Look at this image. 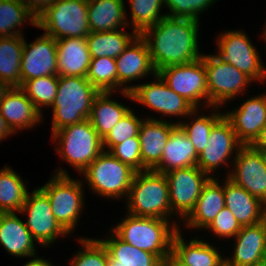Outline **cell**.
I'll use <instances>...</instances> for the list:
<instances>
[{
    "label": "cell",
    "mask_w": 266,
    "mask_h": 266,
    "mask_svg": "<svg viewBox=\"0 0 266 266\" xmlns=\"http://www.w3.org/2000/svg\"><path fill=\"white\" fill-rule=\"evenodd\" d=\"M37 20L57 0H20Z\"/></svg>",
    "instance_id": "45"
},
{
    "label": "cell",
    "mask_w": 266,
    "mask_h": 266,
    "mask_svg": "<svg viewBox=\"0 0 266 266\" xmlns=\"http://www.w3.org/2000/svg\"><path fill=\"white\" fill-rule=\"evenodd\" d=\"M199 21L164 16L140 36L146 41L151 62L161 69L195 61L202 57L198 48Z\"/></svg>",
    "instance_id": "1"
},
{
    "label": "cell",
    "mask_w": 266,
    "mask_h": 266,
    "mask_svg": "<svg viewBox=\"0 0 266 266\" xmlns=\"http://www.w3.org/2000/svg\"><path fill=\"white\" fill-rule=\"evenodd\" d=\"M109 152L136 172L148 170L142 164L139 137H132L120 144L114 145Z\"/></svg>",
    "instance_id": "42"
},
{
    "label": "cell",
    "mask_w": 266,
    "mask_h": 266,
    "mask_svg": "<svg viewBox=\"0 0 266 266\" xmlns=\"http://www.w3.org/2000/svg\"><path fill=\"white\" fill-rule=\"evenodd\" d=\"M212 230L219 237H235L242 226L234 217L233 213L225 206L215 217V219L206 227Z\"/></svg>",
    "instance_id": "44"
},
{
    "label": "cell",
    "mask_w": 266,
    "mask_h": 266,
    "mask_svg": "<svg viewBox=\"0 0 266 266\" xmlns=\"http://www.w3.org/2000/svg\"><path fill=\"white\" fill-rule=\"evenodd\" d=\"M55 174L39 188L48 196L55 219L69 234L76 226L84 205L83 184L79 180L71 179L62 169Z\"/></svg>",
    "instance_id": "8"
},
{
    "label": "cell",
    "mask_w": 266,
    "mask_h": 266,
    "mask_svg": "<svg viewBox=\"0 0 266 266\" xmlns=\"http://www.w3.org/2000/svg\"><path fill=\"white\" fill-rule=\"evenodd\" d=\"M99 91L86 77L59 76L53 108L52 134L68 125L89 119Z\"/></svg>",
    "instance_id": "3"
},
{
    "label": "cell",
    "mask_w": 266,
    "mask_h": 266,
    "mask_svg": "<svg viewBox=\"0 0 266 266\" xmlns=\"http://www.w3.org/2000/svg\"><path fill=\"white\" fill-rule=\"evenodd\" d=\"M228 178L266 204V153L242 146L235 154Z\"/></svg>",
    "instance_id": "15"
},
{
    "label": "cell",
    "mask_w": 266,
    "mask_h": 266,
    "mask_svg": "<svg viewBox=\"0 0 266 266\" xmlns=\"http://www.w3.org/2000/svg\"><path fill=\"white\" fill-rule=\"evenodd\" d=\"M158 74L171 90L196 109L202 99H206L208 105L206 69L202 57L189 63L165 67Z\"/></svg>",
    "instance_id": "11"
},
{
    "label": "cell",
    "mask_w": 266,
    "mask_h": 266,
    "mask_svg": "<svg viewBox=\"0 0 266 266\" xmlns=\"http://www.w3.org/2000/svg\"><path fill=\"white\" fill-rule=\"evenodd\" d=\"M264 40L266 41V28H265V31H264Z\"/></svg>",
    "instance_id": "53"
},
{
    "label": "cell",
    "mask_w": 266,
    "mask_h": 266,
    "mask_svg": "<svg viewBox=\"0 0 266 266\" xmlns=\"http://www.w3.org/2000/svg\"><path fill=\"white\" fill-rule=\"evenodd\" d=\"M235 238L233 256L225 259V266H255L266 261V219L256 225L242 226Z\"/></svg>",
    "instance_id": "19"
},
{
    "label": "cell",
    "mask_w": 266,
    "mask_h": 266,
    "mask_svg": "<svg viewBox=\"0 0 266 266\" xmlns=\"http://www.w3.org/2000/svg\"><path fill=\"white\" fill-rule=\"evenodd\" d=\"M133 31L139 35L148 27L156 25L166 14L160 16L165 0H129Z\"/></svg>",
    "instance_id": "38"
},
{
    "label": "cell",
    "mask_w": 266,
    "mask_h": 266,
    "mask_svg": "<svg viewBox=\"0 0 266 266\" xmlns=\"http://www.w3.org/2000/svg\"><path fill=\"white\" fill-rule=\"evenodd\" d=\"M111 92H99L93 100L89 121L103 139L110 130L130 111L123 104L111 100Z\"/></svg>",
    "instance_id": "31"
},
{
    "label": "cell",
    "mask_w": 266,
    "mask_h": 266,
    "mask_svg": "<svg viewBox=\"0 0 266 266\" xmlns=\"http://www.w3.org/2000/svg\"><path fill=\"white\" fill-rule=\"evenodd\" d=\"M117 66V88L135 79L144 78L149 73L156 74L151 62L149 48L146 41L138 35L129 46L115 59Z\"/></svg>",
    "instance_id": "20"
},
{
    "label": "cell",
    "mask_w": 266,
    "mask_h": 266,
    "mask_svg": "<svg viewBox=\"0 0 266 266\" xmlns=\"http://www.w3.org/2000/svg\"><path fill=\"white\" fill-rule=\"evenodd\" d=\"M176 223L171 228L168 220L129 214L111 230L124 242L155 254L163 261L171 256L172 240L179 230Z\"/></svg>",
    "instance_id": "2"
},
{
    "label": "cell",
    "mask_w": 266,
    "mask_h": 266,
    "mask_svg": "<svg viewBox=\"0 0 266 266\" xmlns=\"http://www.w3.org/2000/svg\"><path fill=\"white\" fill-rule=\"evenodd\" d=\"M21 85L28 80L58 75L56 39L46 34L24 48L21 59Z\"/></svg>",
    "instance_id": "17"
},
{
    "label": "cell",
    "mask_w": 266,
    "mask_h": 266,
    "mask_svg": "<svg viewBox=\"0 0 266 266\" xmlns=\"http://www.w3.org/2000/svg\"><path fill=\"white\" fill-rule=\"evenodd\" d=\"M58 75L34 78L25 81L20 88L26 96L34 103V106L42 113L43 106L51 107L53 104L58 87Z\"/></svg>",
    "instance_id": "36"
},
{
    "label": "cell",
    "mask_w": 266,
    "mask_h": 266,
    "mask_svg": "<svg viewBox=\"0 0 266 266\" xmlns=\"http://www.w3.org/2000/svg\"><path fill=\"white\" fill-rule=\"evenodd\" d=\"M79 240L83 249L71 260V266H108V250L100 239Z\"/></svg>",
    "instance_id": "40"
},
{
    "label": "cell",
    "mask_w": 266,
    "mask_h": 266,
    "mask_svg": "<svg viewBox=\"0 0 266 266\" xmlns=\"http://www.w3.org/2000/svg\"><path fill=\"white\" fill-rule=\"evenodd\" d=\"M78 1H81V2H84V3H90L91 1H93V0H78Z\"/></svg>",
    "instance_id": "51"
},
{
    "label": "cell",
    "mask_w": 266,
    "mask_h": 266,
    "mask_svg": "<svg viewBox=\"0 0 266 266\" xmlns=\"http://www.w3.org/2000/svg\"><path fill=\"white\" fill-rule=\"evenodd\" d=\"M126 197L130 215L168 220L172 214L164 173L150 169L136 172Z\"/></svg>",
    "instance_id": "4"
},
{
    "label": "cell",
    "mask_w": 266,
    "mask_h": 266,
    "mask_svg": "<svg viewBox=\"0 0 266 266\" xmlns=\"http://www.w3.org/2000/svg\"><path fill=\"white\" fill-rule=\"evenodd\" d=\"M58 76L86 77L92 57L86 38L56 40Z\"/></svg>",
    "instance_id": "24"
},
{
    "label": "cell",
    "mask_w": 266,
    "mask_h": 266,
    "mask_svg": "<svg viewBox=\"0 0 266 266\" xmlns=\"http://www.w3.org/2000/svg\"><path fill=\"white\" fill-rule=\"evenodd\" d=\"M255 266H266V261L261 263V264H259V265H255Z\"/></svg>",
    "instance_id": "52"
},
{
    "label": "cell",
    "mask_w": 266,
    "mask_h": 266,
    "mask_svg": "<svg viewBox=\"0 0 266 266\" xmlns=\"http://www.w3.org/2000/svg\"><path fill=\"white\" fill-rule=\"evenodd\" d=\"M225 206L241 226H252L266 219V204L236 185L228 177L223 185Z\"/></svg>",
    "instance_id": "21"
},
{
    "label": "cell",
    "mask_w": 266,
    "mask_h": 266,
    "mask_svg": "<svg viewBox=\"0 0 266 266\" xmlns=\"http://www.w3.org/2000/svg\"><path fill=\"white\" fill-rule=\"evenodd\" d=\"M11 87L3 80H0V101L4 97L5 93L10 89Z\"/></svg>",
    "instance_id": "49"
},
{
    "label": "cell",
    "mask_w": 266,
    "mask_h": 266,
    "mask_svg": "<svg viewBox=\"0 0 266 266\" xmlns=\"http://www.w3.org/2000/svg\"><path fill=\"white\" fill-rule=\"evenodd\" d=\"M26 19L36 26V19L20 0H0V37L22 35L15 28L23 25Z\"/></svg>",
    "instance_id": "35"
},
{
    "label": "cell",
    "mask_w": 266,
    "mask_h": 266,
    "mask_svg": "<svg viewBox=\"0 0 266 266\" xmlns=\"http://www.w3.org/2000/svg\"><path fill=\"white\" fill-rule=\"evenodd\" d=\"M216 0H165L170 14L167 16L199 21L198 15Z\"/></svg>",
    "instance_id": "43"
},
{
    "label": "cell",
    "mask_w": 266,
    "mask_h": 266,
    "mask_svg": "<svg viewBox=\"0 0 266 266\" xmlns=\"http://www.w3.org/2000/svg\"><path fill=\"white\" fill-rule=\"evenodd\" d=\"M13 133L0 112V141Z\"/></svg>",
    "instance_id": "47"
},
{
    "label": "cell",
    "mask_w": 266,
    "mask_h": 266,
    "mask_svg": "<svg viewBox=\"0 0 266 266\" xmlns=\"http://www.w3.org/2000/svg\"><path fill=\"white\" fill-rule=\"evenodd\" d=\"M160 266H182L180 265L177 261H175L171 256L164 259L162 262H161V265Z\"/></svg>",
    "instance_id": "50"
},
{
    "label": "cell",
    "mask_w": 266,
    "mask_h": 266,
    "mask_svg": "<svg viewBox=\"0 0 266 266\" xmlns=\"http://www.w3.org/2000/svg\"><path fill=\"white\" fill-rule=\"evenodd\" d=\"M225 207L223 186L210 178L203 186L195 208L185 219L188 227L206 228Z\"/></svg>",
    "instance_id": "28"
},
{
    "label": "cell",
    "mask_w": 266,
    "mask_h": 266,
    "mask_svg": "<svg viewBox=\"0 0 266 266\" xmlns=\"http://www.w3.org/2000/svg\"><path fill=\"white\" fill-rule=\"evenodd\" d=\"M243 145L238 141L231 123L223 116L211 129L207 145L198 155L197 167L209 174L223 163H227L233 150Z\"/></svg>",
    "instance_id": "16"
},
{
    "label": "cell",
    "mask_w": 266,
    "mask_h": 266,
    "mask_svg": "<svg viewBox=\"0 0 266 266\" xmlns=\"http://www.w3.org/2000/svg\"><path fill=\"white\" fill-rule=\"evenodd\" d=\"M23 35L0 37V80L10 87L21 86Z\"/></svg>",
    "instance_id": "32"
},
{
    "label": "cell",
    "mask_w": 266,
    "mask_h": 266,
    "mask_svg": "<svg viewBox=\"0 0 266 266\" xmlns=\"http://www.w3.org/2000/svg\"><path fill=\"white\" fill-rule=\"evenodd\" d=\"M0 112L10 129H29L40 122L42 113L20 87H11L0 101Z\"/></svg>",
    "instance_id": "22"
},
{
    "label": "cell",
    "mask_w": 266,
    "mask_h": 266,
    "mask_svg": "<svg viewBox=\"0 0 266 266\" xmlns=\"http://www.w3.org/2000/svg\"><path fill=\"white\" fill-rule=\"evenodd\" d=\"M221 35L218 39L219 51L216 56L248 75L253 80L252 82L254 80L264 81L266 69L247 35L236 30H230Z\"/></svg>",
    "instance_id": "12"
},
{
    "label": "cell",
    "mask_w": 266,
    "mask_h": 266,
    "mask_svg": "<svg viewBox=\"0 0 266 266\" xmlns=\"http://www.w3.org/2000/svg\"><path fill=\"white\" fill-rule=\"evenodd\" d=\"M52 135L59 142L56 151L61 158L81 173L104 151L102 138L89 119L65 126Z\"/></svg>",
    "instance_id": "5"
},
{
    "label": "cell",
    "mask_w": 266,
    "mask_h": 266,
    "mask_svg": "<svg viewBox=\"0 0 266 266\" xmlns=\"http://www.w3.org/2000/svg\"><path fill=\"white\" fill-rule=\"evenodd\" d=\"M124 6V0H93L88 3L90 32L121 30V27L130 25L125 21Z\"/></svg>",
    "instance_id": "29"
},
{
    "label": "cell",
    "mask_w": 266,
    "mask_h": 266,
    "mask_svg": "<svg viewBox=\"0 0 266 266\" xmlns=\"http://www.w3.org/2000/svg\"><path fill=\"white\" fill-rule=\"evenodd\" d=\"M28 191L17 173L10 167L0 170V213L20 212Z\"/></svg>",
    "instance_id": "34"
},
{
    "label": "cell",
    "mask_w": 266,
    "mask_h": 266,
    "mask_svg": "<svg viewBox=\"0 0 266 266\" xmlns=\"http://www.w3.org/2000/svg\"><path fill=\"white\" fill-rule=\"evenodd\" d=\"M224 117L231 123L238 141L243 146H250L266 125V95L247 99Z\"/></svg>",
    "instance_id": "18"
},
{
    "label": "cell",
    "mask_w": 266,
    "mask_h": 266,
    "mask_svg": "<svg viewBox=\"0 0 266 266\" xmlns=\"http://www.w3.org/2000/svg\"><path fill=\"white\" fill-rule=\"evenodd\" d=\"M139 34L123 32L122 30L90 32L86 37L88 50L92 59L110 57L116 59Z\"/></svg>",
    "instance_id": "33"
},
{
    "label": "cell",
    "mask_w": 266,
    "mask_h": 266,
    "mask_svg": "<svg viewBox=\"0 0 266 266\" xmlns=\"http://www.w3.org/2000/svg\"><path fill=\"white\" fill-rule=\"evenodd\" d=\"M250 146L255 150L266 153V125L261 129L258 137Z\"/></svg>",
    "instance_id": "46"
},
{
    "label": "cell",
    "mask_w": 266,
    "mask_h": 266,
    "mask_svg": "<svg viewBox=\"0 0 266 266\" xmlns=\"http://www.w3.org/2000/svg\"><path fill=\"white\" fill-rule=\"evenodd\" d=\"M197 160L194 145L177 125L170 133L161 161L152 170L165 174L175 169L197 166Z\"/></svg>",
    "instance_id": "26"
},
{
    "label": "cell",
    "mask_w": 266,
    "mask_h": 266,
    "mask_svg": "<svg viewBox=\"0 0 266 266\" xmlns=\"http://www.w3.org/2000/svg\"><path fill=\"white\" fill-rule=\"evenodd\" d=\"M36 27L56 40L86 38L90 33L88 4L78 0H57L36 20Z\"/></svg>",
    "instance_id": "6"
},
{
    "label": "cell",
    "mask_w": 266,
    "mask_h": 266,
    "mask_svg": "<svg viewBox=\"0 0 266 266\" xmlns=\"http://www.w3.org/2000/svg\"><path fill=\"white\" fill-rule=\"evenodd\" d=\"M202 60L206 69L208 105L214 109L235 98L252 81L248 75L216 55H202Z\"/></svg>",
    "instance_id": "10"
},
{
    "label": "cell",
    "mask_w": 266,
    "mask_h": 266,
    "mask_svg": "<svg viewBox=\"0 0 266 266\" xmlns=\"http://www.w3.org/2000/svg\"><path fill=\"white\" fill-rule=\"evenodd\" d=\"M143 119H139L130 110L102 139L103 149L120 144L132 137H138L139 128Z\"/></svg>",
    "instance_id": "41"
},
{
    "label": "cell",
    "mask_w": 266,
    "mask_h": 266,
    "mask_svg": "<svg viewBox=\"0 0 266 266\" xmlns=\"http://www.w3.org/2000/svg\"><path fill=\"white\" fill-rule=\"evenodd\" d=\"M34 239L15 212L0 213V244L11 255L35 257Z\"/></svg>",
    "instance_id": "27"
},
{
    "label": "cell",
    "mask_w": 266,
    "mask_h": 266,
    "mask_svg": "<svg viewBox=\"0 0 266 266\" xmlns=\"http://www.w3.org/2000/svg\"><path fill=\"white\" fill-rule=\"evenodd\" d=\"M153 76L157 78L154 83L124 87L123 96L163 113L162 116L165 114L191 117L198 114L197 109L184 97L171 90L158 73Z\"/></svg>",
    "instance_id": "9"
},
{
    "label": "cell",
    "mask_w": 266,
    "mask_h": 266,
    "mask_svg": "<svg viewBox=\"0 0 266 266\" xmlns=\"http://www.w3.org/2000/svg\"><path fill=\"white\" fill-rule=\"evenodd\" d=\"M180 229L172 240L171 257L182 266H225V258L209 243L197 238L185 243Z\"/></svg>",
    "instance_id": "25"
},
{
    "label": "cell",
    "mask_w": 266,
    "mask_h": 266,
    "mask_svg": "<svg viewBox=\"0 0 266 266\" xmlns=\"http://www.w3.org/2000/svg\"><path fill=\"white\" fill-rule=\"evenodd\" d=\"M24 266H54L49 261H46L41 258H35L31 261H28Z\"/></svg>",
    "instance_id": "48"
},
{
    "label": "cell",
    "mask_w": 266,
    "mask_h": 266,
    "mask_svg": "<svg viewBox=\"0 0 266 266\" xmlns=\"http://www.w3.org/2000/svg\"><path fill=\"white\" fill-rule=\"evenodd\" d=\"M108 240L101 239L108 250V266H160L161 260L120 239L112 230Z\"/></svg>",
    "instance_id": "30"
},
{
    "label": "cell",
    "mask_w": 266,
    "mask_h": 266,
    "mask_svg": "<svg viewBox=\"0 0 266 266\" xmlns=\"http://www.w3.org/2000/svg\"><path fill=\"white\" fill-rule=\"evenodd\" d=\"M224 116V113H212L210 116H197L189 123L176 122L194 145L197 155L201 154L208 142L212 127Z\"/></svg>",
    "instance_id": "39"
},
{
    "label": "cell",
    "mask_w": 266,
    "mask_h": 266,
    "mask_svg": "<svg viewBox=\"0 0 266 266\" xmlns=\"http://www.w3.org/2000/svg\"><path fill=\"white\" fill-rule=\"evenodd\" d=\"M165 176L169 185L172 214L176 210L186 219L195 208L202 188L211 176L197 166L175 169L165 173Z\"/></svg>",
    "instance_id": "13"
},
{
    "label": "cell",
    "mask_w": 266,
    "mask_h": 266,
    "mask_svg": "<svg viewBox=\"0 0 266 266\" xmlns=\"http://www.w3.org/2000/svg\"><path fill=\"white\" fill-rule=\"evenodd\" d=\"M82 173L94 192L117 199L128 196L136 171L104 150Z\"/></svg>",
    "instance_id": "7"
},
{
    "label": "cell",
    "mask_w": 266,
    "mask_h": 266,
    "mask_svg": "<svg viewBox=\"0 0 266 266\" xmlns=\"http://www.w3.org/2000/svg\"><path fill=\"white\" fill-rule=\"evenodd\" d=\"M86 78L99 92H115L117 89V66L110 57L93 58Z\"/></svg>",
    "instance_id": "37"
},
{
    "label": "cell",
    "mask_w": 266,
    "mask_h": 266,
    "mask_svg": "<svg viewBox=\"0 0 266 266\" xmlns=\"http://www.w3.org/2000/svg\"><path fill=\"white\" fill-rule=\"evenodd\" d=\"M155 118L143 120L139 128L142 164L152 170L162 158L171 131L177 126Z\"/></svg>",
    "instance_id": "23"
},
{
    "label": "cell",
    "mask_w": 266,
    "mask_h": 266,
    "mask_svg": "<svg viewBox=\"0 0 266 266\" xmlns=\"http://www.w3.org/2000/svg\"><path fill=\"white\" fill-rule=\"evenodd\" d=\"M20 212L27 213L26 227L39 244L49 246L57 236L68 235L55 219L49 198L40 188H36L31 195L27 194Z\"/></svg>",
    "instance_id": "14"
}]
</instances>
